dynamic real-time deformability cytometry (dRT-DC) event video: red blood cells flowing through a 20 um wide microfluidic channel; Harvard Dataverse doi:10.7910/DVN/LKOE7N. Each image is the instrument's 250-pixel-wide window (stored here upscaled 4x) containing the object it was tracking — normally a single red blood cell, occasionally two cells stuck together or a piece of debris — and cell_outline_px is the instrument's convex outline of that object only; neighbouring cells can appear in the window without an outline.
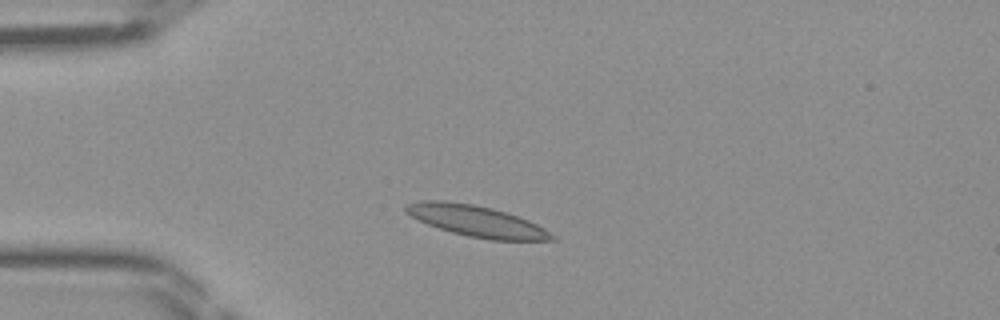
{"species": "Egyptian fruit bat (a non-hibernating species)", "species_latin": "Rousettus aegyptiacus", "temperature_condition": "room temperature", "stored_images_in_passage": 39, "camera_frame_rate_fps": 3000, "um_per_image_px": 0.085, "frame": {"image": 1, "passage_image": 4, "time_ms": 1.0, "image_size_px": [1000, 320], "cell_outline_px": [[556, 240], [492, 240], [468, 236], [452, 232], [428, 224], [404, 212], [404, 208], [408, 204], [420, 200], [444, 200], [472, 204], [492, 208], [528, 220], [544, 228], [556, 236]], "centroid_in_image_um": [40.5, 18.79], "position_along_channel_um": 44.5, "area_um2": 26.18}}
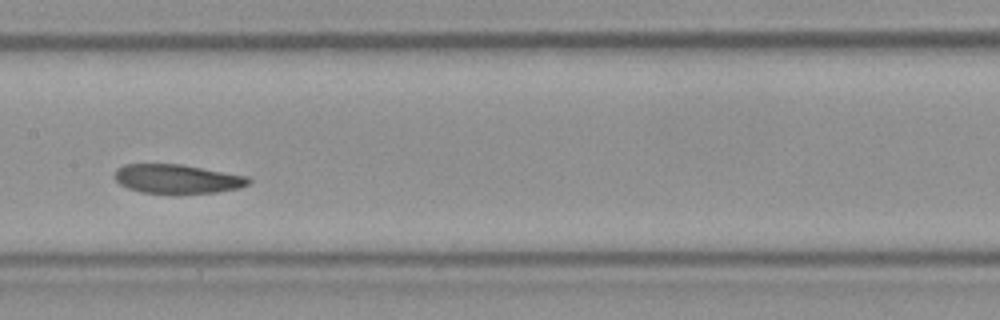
{"frame": {"image": 2, "passage_image": 16, "time_ms": 5.0, "image_size_px": [1000, 320], "cell_outline_px": [[252, 180], [248, 184], [240, 188], [216, 192], [176, 196], [144, 192], [128, 188], [120, 184], [116, 180], [116, 168], [124, 164], [180, 164], [248, 176]], "centroid_in_image_um": [15.09, 15.24], "position_along_channel_um": 192.3, "area_um2": 23.24}}
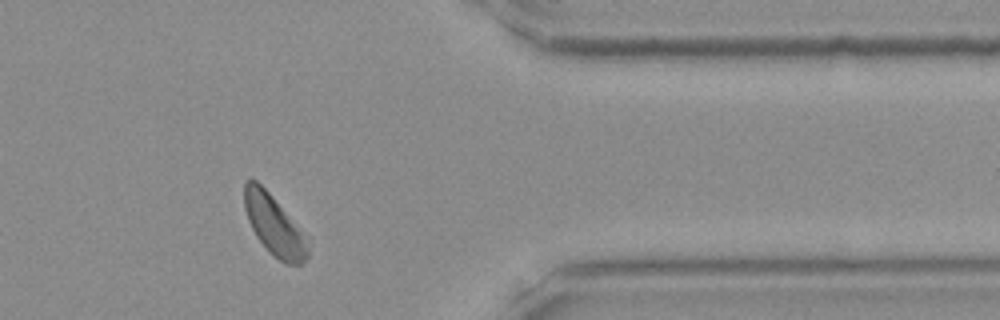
{"frame": {"image": 3, "passage_image": 31, "time_ms": 10.0, "image_size_px": [1000, 320], "cell_outline_px": [[308, 256], [304, 264], [284, 264], [256, 236], [248, 220], [244, 208], [244, 184], [248, 180], [256, 180], [272, 196], [308, 236]], "centroid_in_image_um": [23.34, 19.15], "position_along_channel_um": 388.1, "area_um2": 22.02}}